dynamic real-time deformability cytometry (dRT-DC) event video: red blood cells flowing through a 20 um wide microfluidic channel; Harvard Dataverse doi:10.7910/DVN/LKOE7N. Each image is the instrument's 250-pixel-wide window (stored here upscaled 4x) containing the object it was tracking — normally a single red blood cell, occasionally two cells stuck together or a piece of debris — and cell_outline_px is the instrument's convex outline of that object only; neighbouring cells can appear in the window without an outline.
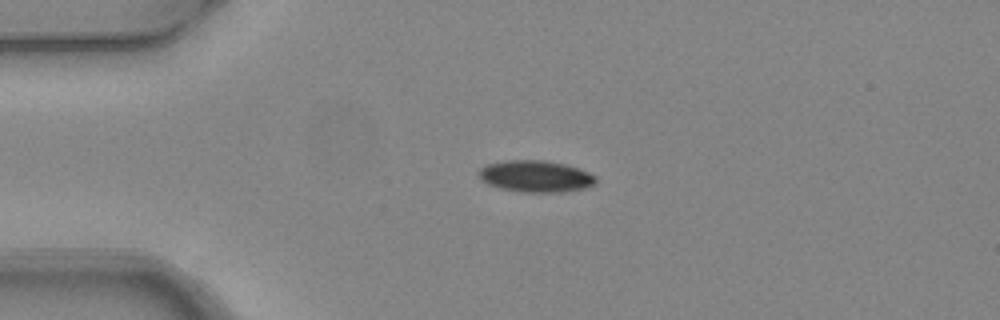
{"species": "common noctule bat (a hibernating species)", "species_latin": "Nyctalus noctula", "temperature_condition": "warm", "stored_images_in_passage": 4, "camera_frame_rate_fps": 3000, "um_per_image_px": 0.085, "animal": {"sex": "female", "body_mass_g": 24.6, "forearm_length_mm": 56.2}, "frame": {"image": 1, "passage_image": 2, "time_ms": 0.333, "image_size_px": [1000, 320], "cell_outline_px": [[596, 184], [584, 188], [564, 192], [520, 192], [500, 188], [488, 184], [480, 180], [476, 172], [480, 168], [488, 164], [504, 160], [544, 160], [564, 164], [580, 168], [596, 176]], "centroid_in_image_um": [45.51, 14.98], "position_along_channel_um": 39.5, "area_um2": 21.85}}
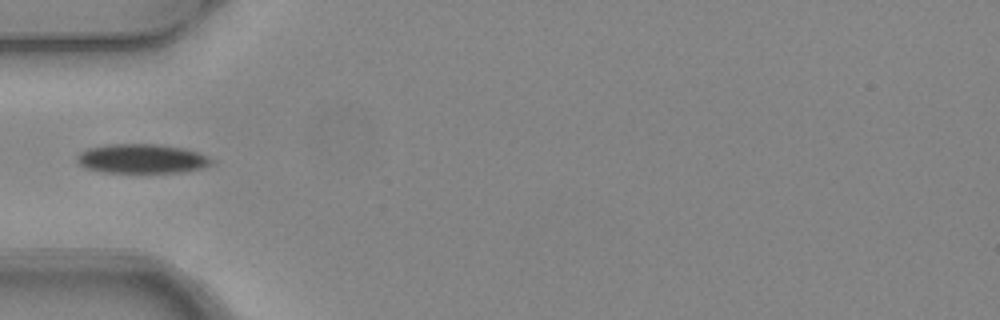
{"frame": {"image": 2, "passage_image": 3, "time_ms": 0.667, "image_size_px": [1000, 320], "cell_outline_px": [[216, 164], [200, 168], [180, 172], [100, 172], [84, 168], [76, 160], [76, 156], [80, 152], [88, 148], [108, 144], [160, 144], [184, 148], [208, 156], [216, 160]], "centroid_in_image_um": [12.07, 13.48], "position_along_channel_um": 72.9, "area_um2": 23.18}}
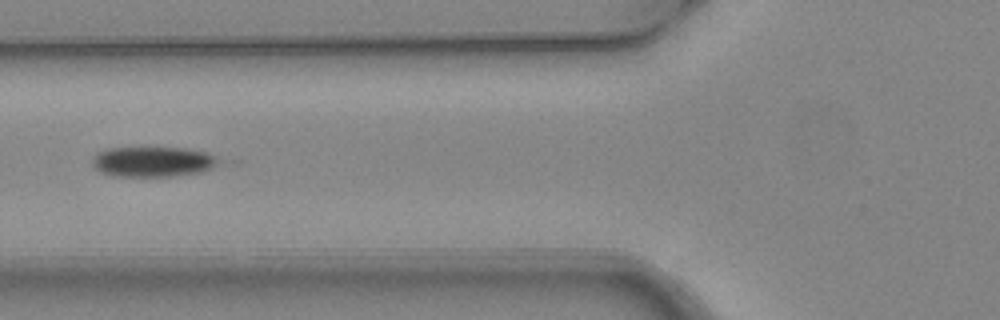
{"frame": {"image": 3, "passage_image": 4, "time_ms": 1.0, "image_size_px": [1000, 320], "cell_outline_px": [[220, 160], [212, 168], [200, 172], [172, 176], [112, 176], [100, 172], [92, 164], [92, 160], [96, 152], [108, 148], [184, 148], [208, 152], [216, 156]], "centroid_in_image_um": [12.98, 13.74], "position_along_channel_um": 112.8, "area_um2": 22.25}}